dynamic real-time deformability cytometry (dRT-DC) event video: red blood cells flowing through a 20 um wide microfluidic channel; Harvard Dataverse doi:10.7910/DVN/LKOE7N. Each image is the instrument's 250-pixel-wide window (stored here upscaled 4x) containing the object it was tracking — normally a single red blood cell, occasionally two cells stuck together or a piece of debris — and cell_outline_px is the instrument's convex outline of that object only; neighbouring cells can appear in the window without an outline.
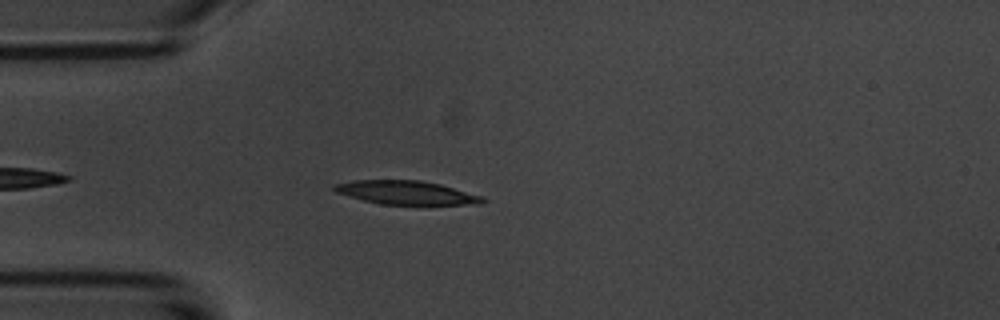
{"species": "common noctule bat (a hibernating species)", "species_latin": "Nyctalus noctula", "temperature_condition": "room temperature", "stored_images_in_passage": 31, "camera_frame_rate_fps": 3000, "um_per_image_px": 0.085, "animal": {"sex": "male", "body_mass_g": 20.1, "forearm_length_mm": 53.5}, "frame": {"image": 1, "passage_image": 5, "time_ms": 1.333, "image_size_px": [1000, 320], "cell_outline_px": [[488, 200], [480, 204], [380, 204], [364, 200], [336, 192], [332, 188], [332, 184], [356, 180], [420, 180], [440, 184], [480, 196]], "centroid_in_image_um": [34.5, 16.36], "position_along_channel_um": 50.5, "area_um2": 20.11}}
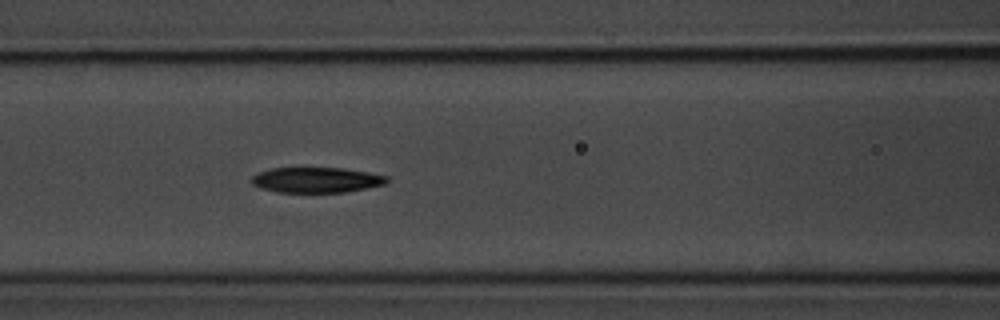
{"frame": {"image": 2, "passage_image": 13, "time_ms": 4.0, "image_size_px": [1000, 320], "cell_outline_px": [[388, 180], [384, 184], [368, 188], [344, 192], [276, 192], [260, 188], [252, 184], [252, 176], [260, 172], [272, 168], [344, 168], [368, 172], [388, 176]], "centroid_in_image_um": [26.9, 15.3], "position_along_channel_um": 139.7, "area_um2": 19.94}}
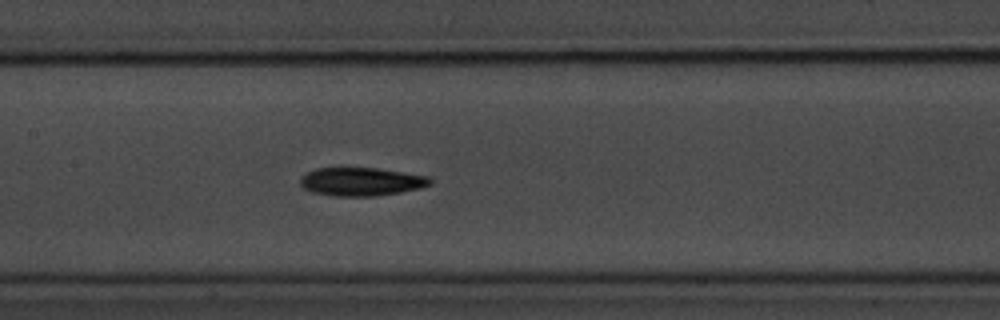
{"frame": {"image": 3, "passage_image": 16, "time_ms": 5.0, "image_size_px": [1000, 320], "cell_outline_px": [[432, 184], [420, 188], [400, 192], [376, 196], [332, 196], [312, 192], [304, 188], [300, 184], [300, 176], [316, 168], [376, 168], [428, 176], [432, 180]], "centroid_in_image_um": [30.69, 15.44], "position_along_channel_um": 176.7, "area_um2": 21.44}}